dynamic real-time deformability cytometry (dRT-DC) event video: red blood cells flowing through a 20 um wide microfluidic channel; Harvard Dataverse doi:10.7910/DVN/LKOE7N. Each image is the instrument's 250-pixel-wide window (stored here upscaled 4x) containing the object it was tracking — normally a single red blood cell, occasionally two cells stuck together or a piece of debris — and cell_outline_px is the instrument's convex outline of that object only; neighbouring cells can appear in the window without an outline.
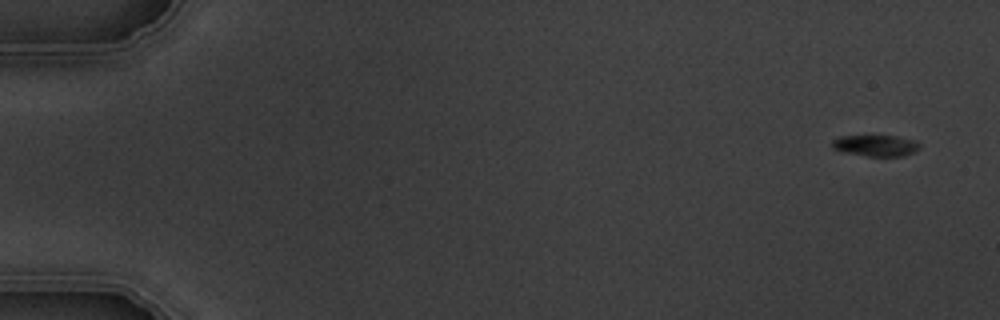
{"species": "common noctule bat (a hibernating species)", "species_latin": "Nyctalus noctula", "temperature_condition": "warm", "stored_images_in_passage": 6, "camera_frame_rate_fps": 3000, "um_per_image_px": 0.085, "animal": {"sex": "male", "body_mass_g": 19.5, "forearm_length_mm": 54.6}, "frame": {"image": 1, "passage_image": 1, "time_ms": 0.0, "image_size_px": [1000, 320], "cell_outline_px": [[920, 148], [904, 156], [868, 156], [844, 152], [832, 148], [832, 140], [840, 136], [896, 136], [916, 140], [920, 144]], "centroid_in_image_um": [74.45, 12.37], "position_along_channel_um": 10.6, "area_um2": 10.81}}